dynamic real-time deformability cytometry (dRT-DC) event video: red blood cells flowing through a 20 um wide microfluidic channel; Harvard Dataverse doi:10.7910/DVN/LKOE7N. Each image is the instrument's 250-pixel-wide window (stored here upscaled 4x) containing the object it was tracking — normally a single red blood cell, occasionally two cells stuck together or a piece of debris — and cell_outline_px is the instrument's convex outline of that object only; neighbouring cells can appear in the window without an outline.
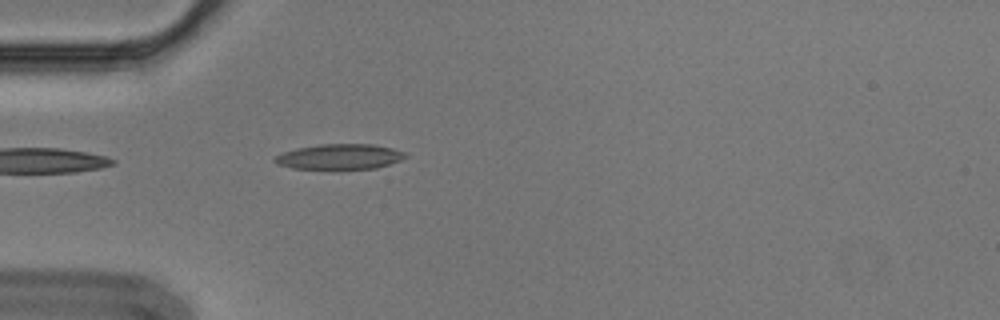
{"species": "Egyptian fruit bat (a non-hibernating species)", "species_latin": "Rousettus aegyptiacus", "temperature_condition": "cold", "stored_images_in_passage": 4, "segment_of_instrument_passage": [2, 2], "camera_frame_rate_fps": 3000, "um_per_image_px": 0.085, "animal": {"sex": "male"}, "frame": {"image": 1, "passage_image": 4, "time_ms": 1.0, "image_size_px": [1000, 320], "cell_outline_px": [[408, 156], [400, 160], [376, 168], [340, 172], [336, 172], [292, 168], [276, 164], [272, 160], [276, 156], [284, 152], [296, 148], [320, 144], [372, 144], [392, 148], [404, 152]], "centroid_in_image_um": [28.83, 13.37], "position_along_channel_um": 56.2, "area_um2": 20.23}}